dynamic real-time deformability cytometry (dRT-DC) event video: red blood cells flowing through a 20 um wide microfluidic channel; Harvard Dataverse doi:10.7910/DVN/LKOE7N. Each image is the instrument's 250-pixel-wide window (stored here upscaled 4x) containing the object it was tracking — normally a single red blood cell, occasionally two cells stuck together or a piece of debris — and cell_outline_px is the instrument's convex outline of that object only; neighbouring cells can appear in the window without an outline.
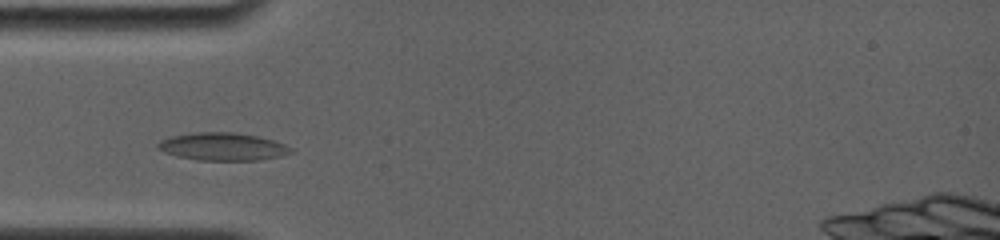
{"species": "common noctule bat (a hibernating species)", "species_latin": "Nyctalus noctula", "temperature_condition": "room temperature", "stored_images_in_passage": 5, "camera_frame_rate_fps": 4000, "um_per_image_px": 0.085, "animal": {"sex": "female", "body_mass_g": 19.0, "forearm_length_mm": 56.7}, "frame": {"image": 1, "passage_image": 3, "time_ms": 2.0, "image_size_px": [1000, 240], "cell_outline_px": [[292, 152], [280, 156], [256, 160], [196, 160], [176, 156], [164, 152], [156, 148], [156, 144], [160, 140], [172, 136], [192, 132], [232, 132], [256, 136], [272, 140], [284, 144], [292, 148]], "centroid_in_image_um": [18.86, 12.46], "position_along_channel_um": 66.1, "area_um2": 21.44}}
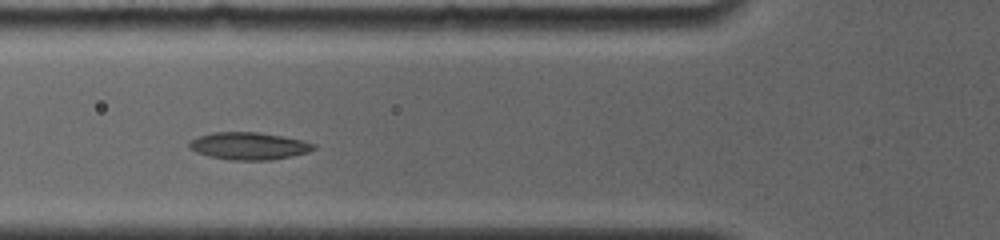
{"frame": {"image": 2, "passage_image": 4, "time_ms": 3.0, "image_size_px": [1000, 240], "cell_outline_px": [[316, 148], [308, 152], [292, 156], [272, 160], [232, 160], [208, 156], [196, 152], [188, 148], [188, 144], [196, 136], [212, 132], [260, 132], [304, 140], [316, 144]], "centroid_in_image_um": [21.15, 12.4], "position_along_channel_um": 104.6, "area_um2": 20.06}}